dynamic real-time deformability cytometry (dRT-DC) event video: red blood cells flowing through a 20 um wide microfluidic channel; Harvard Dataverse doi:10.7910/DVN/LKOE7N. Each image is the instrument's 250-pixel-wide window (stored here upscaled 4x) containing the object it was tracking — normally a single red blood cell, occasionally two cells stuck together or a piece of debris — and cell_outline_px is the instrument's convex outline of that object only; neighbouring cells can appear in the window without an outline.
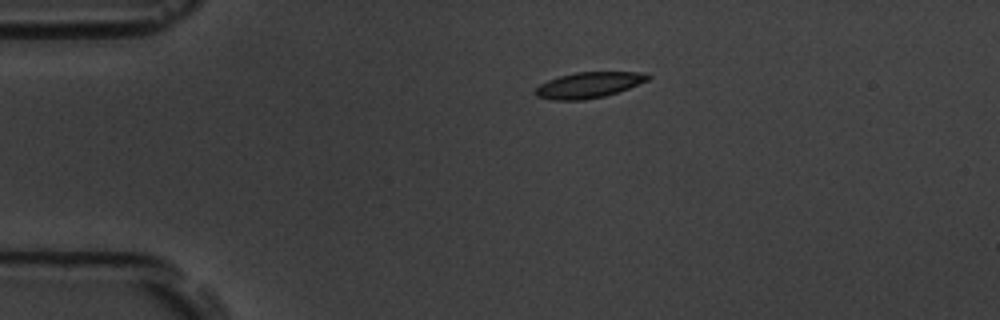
{"species": "common noctule bat (a hibernating species)", "species_latin": "Nyctalus noctula", "temperature_condition": "room temperature", "stored_images_in_passage": 5, "camera_frame_rate_fps": 3000, "um_per_image_px": 0.085, "animal": {"sex": "male", "body_mass_g": 19.5, "forearm_length_mm": 54.6}, "frame": {"image": 1, "passage_image": 1, "time_ms": 0.0, "image_size_px": [1000, 320], "cell_outline_px": [[652, 76], [648, 80], [628, 88], [604, 96], [584, 100], [552, 100], [536, 96], [532, 92], [540, 84], [548, 80], [560, 76], [576, 72], [648, 72]], "centroid_in_image_um": [50.03, 7.22], "position_along_channel_um": 35.0, "area_um2": 16.94}}
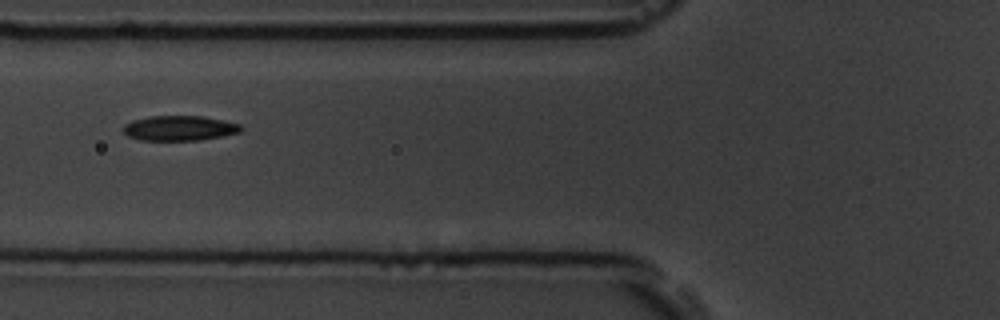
{"frame": {"image": 2, "passage_image": 4, "time_ms": 3.333, "image_size_px": [1000, 320], "cell_outline_px": [[244, 128], [240, 132], [200, 140], [140, 140], [128, 136], [124, 132], [124, 124], [132, 120], [148, 116], [200, 116], [224, 120], [240, 124]], "centroid_in_image_um": [15.25, 10.89], "position_along_channel_um": 110.5, "area_um2": 17.11}}
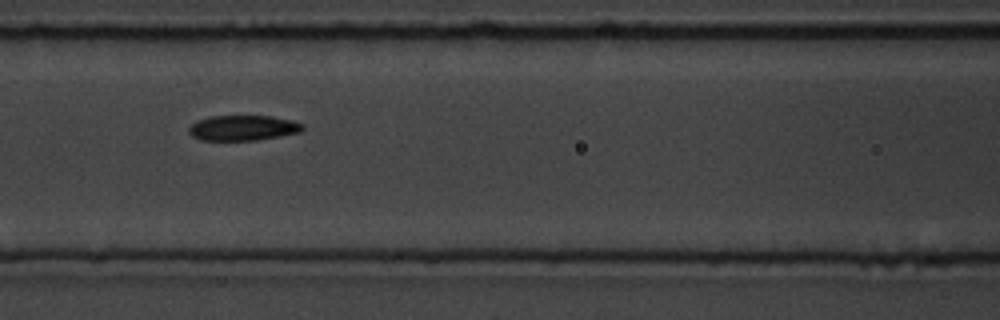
{"frame": {"image": 3, "passage_image": 5, "time_ms": 4.333, "image_size_px": [1000, 320], "cell_outline_px": [[304, 128], [300, 132], [280, 136], [256, 140], [200, 140], [192, 136], [188, 132], [188, 128], [196, 120], [208, 116], [272, 116], [292, 120], [304, 124]], "centroid_in_image_um": [20.64, 10.86], "position_along_channel_um": 146.0, "area_um2": 16.88}}